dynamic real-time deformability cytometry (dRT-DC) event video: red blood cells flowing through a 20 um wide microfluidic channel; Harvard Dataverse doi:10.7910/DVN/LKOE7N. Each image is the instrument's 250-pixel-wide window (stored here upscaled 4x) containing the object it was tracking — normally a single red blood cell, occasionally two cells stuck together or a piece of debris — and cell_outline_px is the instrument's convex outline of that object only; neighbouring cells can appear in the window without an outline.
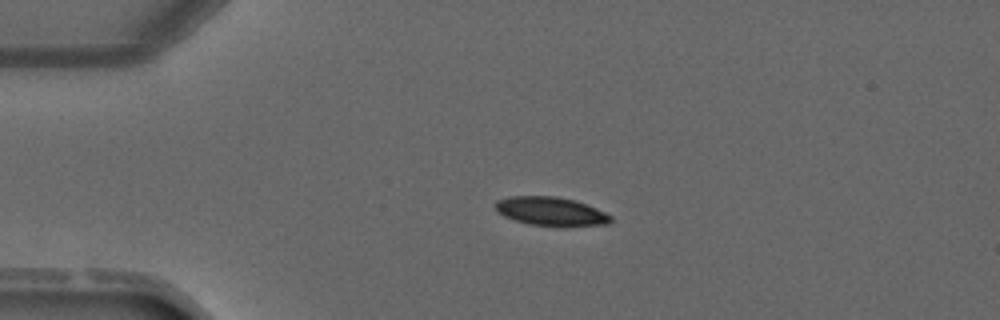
{"species": "common noctule bat (a hibernating species)", "species_latin": "Nyctalus noctula", "temperature_condition": "warm", "stored_images_in_passage": 3, "camera_frame_rate_fps": 3000, "um_per_image_px": 0.085, "animal": {"sex": "male", "forearm_length_mm": 52.5}, "frame": {"image": 1, "passage_image": 2, "time_ms": 1.333, "image_size_px": [1000, 320], "cell_outline_px": [[612, 220], [608, 224], [564, 228], [528, 224], [504, 216], [496, 212], [492, 204], [496, 200], [508, 196], [556, 196], [572, 200], [596, 208], [612, 216]], "centroid_in_image_um": [46.79, 17.99], "position_along_channel_um": 38.2, "area_um2": 19.83}}